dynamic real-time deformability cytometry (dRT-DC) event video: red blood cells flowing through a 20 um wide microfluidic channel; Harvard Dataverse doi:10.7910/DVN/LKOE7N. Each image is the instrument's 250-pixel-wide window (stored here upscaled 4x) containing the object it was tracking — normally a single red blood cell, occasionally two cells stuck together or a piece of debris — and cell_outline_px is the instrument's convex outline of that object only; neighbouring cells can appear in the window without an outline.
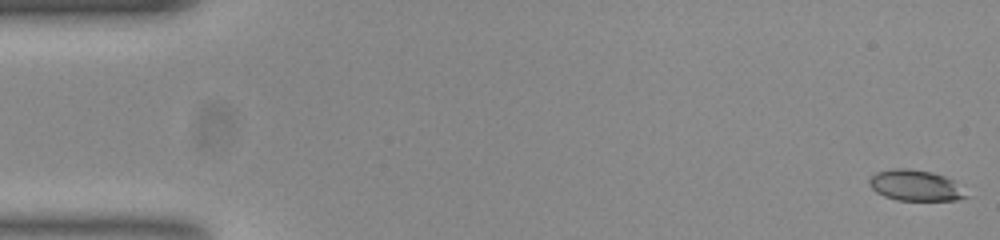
{"species": "common noctule bat (a hibernating species)", "species_latin": "Nyctalus noctula", "temperature_condition": "room temperature", "stored_images_in_passage": 53, "camera_frame_rate_fps": 3000, "um_per_image_px": 0.085, "animal": {"sex": "female", "body_mass_g": 23.0, "forearm_length_mm": 53.4}, "frame": {"image": 1, "passage_image": 1, "time_ms": 0.0, "image_size_px": [1000, 240], "cell_outline_px": [[968, 196], [956, 200], [896, 200], [884, 196], [876, 192], [868, 184], [868, 180], [876, 172], [892, 168], [908, 168], [932, 172], [944, 176], [952, 180]], "centroid_in_image_um": [77.75, 15.75], "position_along_channel_um": 7.3, "area_um2": 17.28}}
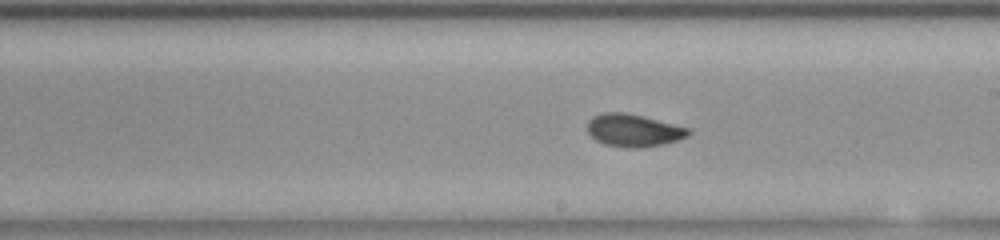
{"frame": {"image": 2, "passage_image": 30, "time_ms": 9.667, "image_size_px": [1000, 240], "cell_outline_px": [[692, 132], [688, 136], [676, 140], [660, 144], [636, 148], [604, 144], [596, 140], [588, 132], [588, 120], [592, 116], [604, 112], [624, 112], [644, 116], [688, 128]], "centroid_in_image_um": [53.83, 11.06], "position_along_channel_um": 235.2, "area_um2": 18.9}}
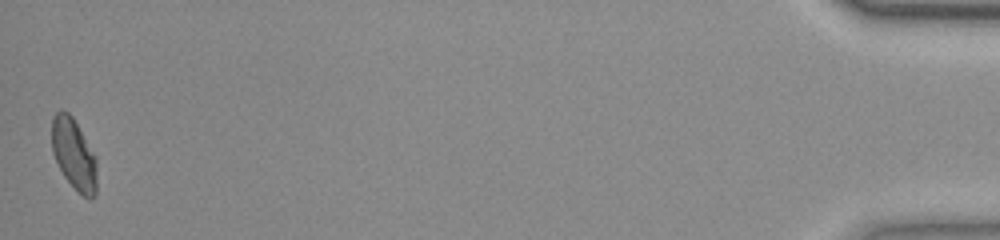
{"frame": {"image": 3, "passage_image": 53, "time_ms": 17.333, "image_size_px": [1000, 240], "cell_outline_px": [[96, 192], [88, 200], [64, 176], [52, 152], [52, 116], [60, 108], [68, 112], [72, 116], [96, 156]], "centroid_in_image_um": [6.27, 13.05], "position_along_channel_um": 428.9, "area_um2": 18.44}, "authors_computed_cell_mechanics": {"area_um2": 18.496, "velocity_mm_per_s": 3.8211, "shape_relaxation_time_tau1_ms": 7.6189, "shape_relaxation_time_tau2_ms": 1.0505, "deformation_change_tau1": 0.1919, "deformation_change_tau2": 0.0398}}